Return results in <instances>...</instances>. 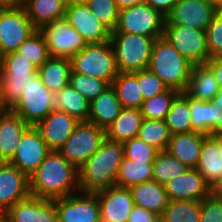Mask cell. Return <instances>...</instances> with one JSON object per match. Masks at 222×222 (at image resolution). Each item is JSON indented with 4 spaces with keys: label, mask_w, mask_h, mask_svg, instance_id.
Instances as JSON below:
<instances>
[{
    "label": "cell",
    "mask_w": 222,
    "mask_h": 222,
    "mask_svg": "<svg viewBox=\"0 0 222 222\" xmlns=\"http://www.w3.org/2000/svg\"><path fill=\"white\" fill-rule=\"evenodd\" d=\"M189 169L167 151H161L153 162V180L164 186L174 178L185 174Z\"/></svg>",
    "instance_id": "cell-36"
},
{
    "label": "cell",
    "mask_w": 222,
    "mask_h": 222,
    "mask_svg": "<svg viewBox=\"0 0 222 222\" xmlns=\"http://www.w3.org/2000/svg\"><path fill=\"white\" fill-rule=\"evenodd\" d=\"M0 5L5 6H17V0H0Z\"/></svg>",
    "instance_id": "cell-56"
},
{
    "label": "cell",
    "mask_w": 222,
    "mask_h": 222,
    "mask_svg": "<svg viewBox=\"0 0 222 222\" xmlns=\"http://www.w3.org/2000/svg\"><path fill=\"white\" fill-rule=\"evenodd\" d=\"M86 5L111 32L116 28L119 9L114 0H87Z\"/></svg>",
    "instance_id": "cell-42"
},
{
    "label": "cell",
    "mask_w": 222,
    "mask_h": 222,
    "mask_svg": "<svg viewBox=\"0 0 222 222\" xmlns=\"http://www.w3.org/2000/svg\"><path fill=\"white\" fill-rule=\"evenodd\" d=\"M111 85L115 88L123 108L141 109L144 99L138 83V71L134 73L119 72Z\"/></svg>",
    "instance_id": "cell-32"
},
{
    "label": "cell",
    "mask_w": 222,
    "mask_h": 222,
    "mask_svg": "<svg viewBox=\"0 0 222 222\" xmlns=\"http://www.w3.org/2000/svg\"><path fill=\"white\" fill-rule=\"evenodd\" d=\"M87 0H67L68 3H85Z\"/></svg>",
    "instance_id": "cell-58"
},
{
    "label": "cell",
    "mask_w": 222,
    "mask_h": 222,
    "mask_svg": "<svg viewBox=\"0 0 222 222\" xmlns=\"http://www.w3.org/2000/svg\"><path fill=\"white\" fill-rule=\"evenodd\" d=\"M105 129L90 121H80L58 152L77 170L100 148Z\"/></svg>",
    "instance_id": "cell-6"
},
{
    "label": "cell",
    "mask_w": 222,
    "mask_h": 222,
    "mask_svg": "<svg viewBox=\"0 0 222 222\" xmlns=\"http://www.w3.org/2000/svg\"><path fill=\"white\" fill-rule=\"evenodd\" d=\"M207 135L199 132L177 133L170 137L166 151L191 169H196L203 139Z\"/></svg>",
    "instance_id": "cell-22"
},
{
    "label": "cell",
    "mask_w": 222,
    "mask_h": 222,
    "mask_svg": "<svg viewBox=\"0 0 222 222\" xmlns=\"http://www.w3.org/2000/svg\"><path fill=\"white\" fill-rule=\"evenodd\" d=\"M200 222H222V200L210 194L201 200Z\"/></svg>",
    "instance_id": "cell-47"
},
{
    "label": "cell",
    "mask_w": 222,
    "mask_h": 222,
    "mask_svg": "<svg viewBox=\"0 0 222 222\" xmlns=\"http://www.w3.org/2000/svg\"><path fill=\"white\" fill-rule=\"evenodd\" d=\"M29 196V177L8 161L0 162V215Z\"/></svg>",
    "instance_id": "cell-16"
},
{
    "label": "cell",
    "mask_w": 222,
    "mask_h": 222,
    "mask_svg": "<svg viewBox=\"0 0 222 222\" xmlns=\"http://www.w3.org/2000/svg\"><path fill=\"white\" fill-rule=\"evenodd\" d=\"M137 137L161 152L166 151L171 133L165 120L143 118Z\"/></svg>",
    "instance_id": "cell-38"
},
{
    "label": "cell",
    "mask_w": 222,
    "mask_h": 222,
    "mask_svg": "<svg viewBox=\"0 0 222 222\" xmlns=\"http://www.w3.org/2000/svg\"><path fill=\"white\" fill-rule=\"evenodd\" d=\"M123 147L125 158L145 163H153L159 152L138 137L124 142Z\"/></svg>",
    "instance_id": "cell-43"
},
{
    "label": "cell",
    "mask_w": 222,
    "mask_h": 222,
    "mask_svg": "<svg viewBox=\"0 0 222 222\" xmlns=\"http://www.w3.org/2000/svg\"><path fill=\"white\" fill-rule=\"evenodd\" d=\"M38 30L44 38L50 57L70 59L88 45L65 17L41 26Z\"/></svg>",
    "instance_id": "cell-9"
},
{
    "label": "cell",
    "mask_w": 222,
    "mask_h": 222,
    "mask_svg": "<svg viewBox=\"0 0 222 222\" xmlns=\"http://www.w3.org/2000/svg\"><path fill=\"white\" fill-rule=\"evenodd\" d=\"M71 73H80L107 81L118 76L115 53L110 41L88 44L70 58Z\"/></svg>",
    "instance_id": "cell-5"
},
{
    "label": "cell",
    "mask_w": 222,
    "mask_h": 222,
    "mask_svg": "<svg viewBox=\"0 0 222 222\" xmlns=\"http://www.w3.org/2000/svg\"><path fill=\"white\" fill-rule=\"evenodd\" d=\"M3 216L9 222H59L54 200L31 195L17 202Z\"/></svg>",
    "instance_id": "cell-18"
},
{
    "label": "cell",
    "mask_w": 222,
    "mask_h": 222,
    "mask_svg": "<svg viewBox=\"0 0 222 222\" xmlns=\"http://www.w3.org/2000/svg\"><path fill=\"white\" fill-rule=\"evenodd\" d=\"M178 1L179 0H145V3L166 17Z\"/></svg>",
    "instance_id": "cell-49"
},
{
    "label": "cell",
    "mask_w": 222,
    "mask_h": 222,
    "mask_svg": "<svg viewBox=\"0 0 222 222\" xmlns=\"http://www.w3.org/2000/svg\"><path fill=\"white\" fill-rule=\"evenodd\" d=\"M4 110L5 109H4V107H3L2 103H1V88H0V112L4 111Z\"/></svg>",
    "instance_id": "cell-60"
},
{
    "label": "cell",
    "mask_w": 222,
    "mask_h": 222,
    "mask_svg": "<svg viewBox=\"0 0 222 222\" xmlns=\"http://www.w3.org/2000/svg\"><path fill=\"white\" fill-rule=\"evenodd\" d=\"M100 206L101 222H127L135 206L129 188L117 185L95 192Z\"/></svg>",
    "instance_id": "cell-17"
},
{
    "label": "cell",
    "mask_w": 222,
    "mask_h": 222,
    "mask_svg": "<svg viewBox=\"0 0 222 222\" xmlns=\"http://www.w3.org/2000/svg\"><path fill=\"white\" fill-rule=\"evenodd\" d=\"M212 102L222 108V88L219 89L216 96L212 99Z\"/></svg>",
    "instance_id": "cell-54"
},
{
    "label": "cell",
    "mask_w": 222,
    "mask_h": 222,
    "mask_svg": "<svg viewBox=\"0 0 222 222\" xmlns=\"http://www.w3.org/2000/svg\"><path fill=\"white\" fill-rule=\"evenodd\" d=\"M153 179V163L123 158L119 166L115 185L130 188Z\"/></svg>",
    "instance_id": "cell-34"
},
{
    "label": "cell",
    "mask_w": 222,
    "mask_h": 222,
    "mask_svg": "<svg viewBox=\"0 0 222 222\" xmlns=\"http://www.w3.org/2000/svg\"><path fill=\"white\" fill-rule=\"evenodd\" d=\"M143 115L140 109L123 108L119 116L105 130L106 138L124 143L137 137Z\"/></svg>",
    "instance_id": "cell-28"
},
{
    "label": "cell",
    "mask_w": 222,
    "mask_h": 222,
    "mask_svg": "<svg viewBox=\"0 0 222 222\" xmlns=\"http://www.w3.org/2000/svg\"><path fill=\"white\" fill-rule=\"evenodd\" d=\"M0 222H9L3 215H0Z\"/></svg>",
    "instance_id": "cell-61"
},
{
    "label": "cell",
    "mask_w": 222,
    "mask_h": 222,
    "mask_svg": "<svg viewBox=\"0 0 222 222\" xmlns=\"http://www.w3.org/2000/svg\"><path fill=\"white\" fill-rule=\"evenodd\" d=\"M201 201L170 200L160 215L163 222H200Z\"/></svg>",
    "instance_id": "cell-35"
},
{
    "label": "cell",
    "mask_w": 222,
    "mask_h": 222,
    "mask_svg": "<svg viewBox=\"0 0 222 222\" xmlns=\"http://www.w3.org/2000/svg\"><path fill=\"white\" fill-rule=\"evenodd\" d=\"M209 194L216 199L222 200V177L209 186Z\"/></svg>",
    "instance_id": "cell-51"
},
{
    "label": "cell",
    "mask_w": 222,
    "mask_h": 222,
    "mask_svg": "<svg viewBox=\"0 0 222 222\" xmlns=\"http://www.w3.org/2000/svg\"><path fill=\"white\" fill-rule=\"evenodd\" d=\"M38 29L33 25L23 6L0 9V54L15 52L21 43Z\"/></svg>",
    "instance_id": "cell-8"
},
{
    "label": "cell",
    "mask_w": 222,
    "mask_h": 222,
    "mask_svg": "<svg viewBox=\"0 0 222 222\" xmlns=\"http://www.w3.org/2000/svg\"><path fill=\"white\" fill-rule=\"evenodd\" d=\"M165 16L149 4H140L119 10L118 22L113 32L153 37H163Z\"/></svg>",
    "instance_id": "cell-7"
},
{
    "label": "cell",
    "mask_w": 222,
    "mask_h": 222,
    "mask_svg": "<svg viewBox=\"0 0 222 222\" xmlns=\"http://www.w3.org/2000/svg\"><path fill=\"white\" fill-rule=\"evenodd\" d=\"M220 87L213 70L205 64H194L185 92L194 99L212 101Z\"/></svg>",
    "instance_id": "cell-26"
},
{
    "label": "cell",
    "mask_w": 222,
    "mask_h": 222,
    "mask_svg": "<svg viewBox=\"0 0 222 222\" xmlns=\"http://www.w3.org/2000/svg\"><path fill=\"white\" fill-rule=\"evenodd\" d=\"M69 84L89 102H92L110 86L107 81L80 73H71Z\"/></svg>",
    "instance_id": "cell-41"
},
{
    "label": "cell",
    "mask_w": 222,
    "mask_h": 222,
    "mask_svg": "<svg viewBox=\"0 0 222 222\" xmlns=\"http://www.w3.org/2000/svg\"><path fill=\"white\" fill-rule=\"evenodd\" d=\"M29 189L31 196L51 200L78 193V170L58 151H51L29 176Z\"/></svg>",
    "instance_id": "cell-1"
},
{
    "label": "cell",
    "mask_w": 222,
    "mask_h": 222,
    "mask_svg": "<svg viewBox=\"0 0 222 222\" xmlns=\"http://www.w3.org/2000/svg\"><path fill=\"white\" fill-rule=\"evenodd\" d=\"M50 152L39 129L30 125L23 133L15 154L8 162L29 177Z\"/></svg>",
    "instance_id": "cell-13"
},
{
    "label": "cell",
    "mask_w": 222,
    "mask_h": 222,
    "mask_svg": "<svg viewBox=\"0 0 222 222\" xmlns=\"http://www.w3.org/2000/svg\"><path fill=\"white\" fill-rule=\"evenodd\" d=\"M38 73H0L1 103L11 110L20 100L24 88Z\"/></svg>",
    "instance_id": "cell-33"
},
{
    "label": "cell",
    "mask_w": 222,
    "mask_h": 222,
    "mask_svg": "<svg viewBox=\"0 0 222 222\" xmlns=\"http://www.w3.org/2000/svg\"><path fill=\"white\" fill-rule=\"evenodd\" d=\"M155 38L125 32H111L118 72L134 73L148 69Z\"/></svg>",
    "instance_id": "cell-4"
},
{
    "label": "cell",
    "mask_w": 222,
    "mask_h": 222,
    "mask_svg": "<svg viewBox=\"0 0 222 222\" xmlns=\"http://www.w3.org/2000/svg\"><path fill=\"white\" fill-rule=\"evenodd\" d=\"M189 104L192 132L205 135L217 133L218 112L220 107L212 101H201L190 97L185 91L180 93Z\"/></svg>",
    "instance_id": "cell-25"
},
{
    "label": "cell",
    "mask_w": 222,
    "mask_h": 222,
    "mask_svg": "<svg viewBox=\"0 0 222 222\" xmlns=\"http://www.w3.org/2000/svg\"><path fill=\"white\" fill-rule=\"evenodd\" d=\"M196 169L203 175L209 186L222 177V156L217 142L210 135L203 139Z\"/></svg>",
    "instance_id": "cell-30"
},
{
    "label": "cell",
    "mask_w": 222,
    "mask_h": 222,
    "mask_svg": "<svg viewBox=\"0 0 222 222\" xmlns=\"http://www.w3.org/2000/svg\"><path fill=\"white\" fill-rule=\"evenodd\" d=\"M179 94L177 90L168 88L166 91L143 101L141 113L149 120H165L174 98Z\"/></svg>",
    "instance_id": "cell-39"
},
{
    "label": "cell",
    "mask_w": 222,
    "mask_h": 222,
    "mask_svg": "<svg viewBox=\"0 0 222 222\" xmlns=\"http://www.w3.org/2000/svg\"><path fill=\"white\" fill-rule=\"evenodd\" d=\"M208 4L212 5L215 9H222V0H205Z\"/></svg>",
    "instance_id": "cell-55"
},
{
    "label": "cell",
    "mask_w": 222,
    "mask_h": 222,
    "mask_svg": "<svg viewBox=\"0 0 222 222\" xmlns=\"http://www.w3.org/2000/svg\"><path fill=\"white\" fill-rule=\"evenodd\" d=\"M216 9L205 0H179L165 17L164 26H187L206 31Z\"/></svg>",
    "instance_id": "cell-14"
},
{
    "label": "cell",
    "mask_w": 222,
    "mask_h": 222,
    "mask_svg": "<svg viewBox=\"0 0 222 222\" xmlns=\"http://www.w3.org/2000/svg\"><path fill=\"white\" fill-rule=\"evenodd\" d=\"M205 32L209 58L222 56V9H216Z\"/></svg>",
    "instance_id": "cell-44"
},
{
    "label": "cell",
    "mask_w": 222,
    "mask_h": 222,
    "mask_svg": "<svg viewBox=\"0 0 222 222\" xmlns=\"http://www.w3.org/2000/svg\"><path fill=\"white\" fill-rule=\"evenodd\" d=\"M160 216L146 209L134 206L127 222H159Z\"/></svg>",
    "instance_id": "cell-48"
},
{
    "label": "cell",
    "mask_w": 222,
    "mask_h": 222,
    "mask_svg": "<svg viewBox=\"0 0 222 222\" xmlns=\"http://www.w3.org/2000/svg\"><path fill=\"white\" fill-rule=\"evenodd\" d=\"M163 37L194 64H205L209 58L206 32L187 26H164Z\"/></svg>",
    "instance_id": "cell-11"
},
{
    "label": "cell",
    "mask_w": 222,
    "mask_h": 222,
    "mask_svg": "<svg viewBox=\"0 0 222 222\" xmlns=\"http://www.w3.org/2000/svg\"><path fill=\"white\" fill-rule=\"evenodd\" d=\"M194 63L182 56L164 37L155 40L148 69L179 93L188 86Z\"/></svg>",
    "instance_id": "cell-3"
},
{
    "label": "cell",
    "mask_w": 222,
    "mask_h": 222,
    "mask_svg": "<svg viewBox=\"0 0 222 222\" xmlns=\"http://www.w3.org/2000/svg\"><path fill=\"white\" fill-rule=\"evenodd\" d=\"M71 74L70 59L49 57L39 68L42 84L57 93L69 84Z\"/></svg>",
    "instance_id": "cell-29"
},
{
    "label": "cell",
    "mask_w": 222,
    "mask_h": 222,
    "mask_svg": "<svg viewBox=\"0 0 222 222\" xmlns=\"http://www.w3.org/2000/svg\"><path fill=\"white\" fill-rule=\"evenodd\" d=\"M29 126L11 110L0 112V162H7L13 157L23 133Z\"/></svg>",
    "instance_id": "cell-21"
},
{
    "label": "cell",
    "mask_w": 222,
    "mask_h": 222,
    "mask_svg": "<svg viewBox=\"0 0 222 222\" xmlns=\"http://www.w3.org/2000/svg\"><path fill=\"white\" fill-rule=\"evenodd\" d=\"M27 0H17V6L23 5Z\"/></svg>",
    "instance_id": "cell-59"
},
{
    "label": "cell",
    "mask_w": 222,
    "mask_h": 222,
    "mask_svg": "<svg viewBox=\"0 0 222 222\" xmlns=\"http://www.w3.org/2000/svg\"><path fill=\"white\" fill-rule=\"evenodd\" d=\"M79 121L64 111L54 109L36 127L51 151H58L74 132Z\"/></svg>",
    "instance_id": "cell-19"
},
{
    "label": "cell",
    "mask_w": 222,
    "mask_h": 222,
    "mask_svg": "<svg viewBox=\"0 0 222 222\" xmlns=\"http://www.w3.org/2000/svg\"><path fill=\"white\" fill-rule=\"evenodd\" d=\"M114 1L119 10L145 3V0H114Z\"/></svg>",
    "instance_id": "cell-52"
},
{
    "label": "cell",
    "mask_w": 222,
    "mask_h": 222,
    "mask_svg": "<svg viewBox=\"0 0 222 222\" xmlns=\"http://www.w3.org/2000/svg\"><path fill=\"white\" fill-rule=\"evenodd\" d=\"M54 108L80 121L89 120L90 102L70 84L54 93Z\"/></svg>",
    "instance_id": "cell-31"
},
{
    "label": "cell",
    "mask_w": 222,
    "mask_h": 222,
    "mask_svg": "<svg viewBox=\"0 0 222 222\" xmlns=\"http://www.w3.org/2000/svg\"><path fill=\"white\" fill-rule=\"evenodd\" d=\"M138 83L144 100L168 89L163 81L149 69L138 71Z\"/></svg>",
    "instance_id": "cell-45"
},
{
    "label": "cell",
    "mask_w": 222,
    "mask_h": 222,
    "mask_svg": "<svg viewBox=\"0 0 222 222\" xmlns=\"http://www.w3.org/2000/svg\"><path fill=\"white\" fill-rule=\"evenodd\" d=\"M65 19L88 44L110 41L111 31L97 19L86 3H67Z\"/></svg>",
    "instance_id": "cell-15"
},
{
    "label": "cell",
    "mask_w": 222,
    "mask_h": 222,
    "mask_svg": "<svg viewBox=\"0 0 222 222\" xmlns=\"http://www.w3.org/2000/svg\"><path fill=\"white\" fill-rule=\"evenodd\" d=\"M123 158V143L105 138L100 148L78 170L80 192L95 193L114 186Z\"/></svg>",
    "instance_id": "cell-2"
},
{
    "label": "cell",
    "mask_w": 222,
    "mask_h": 222,
    "mask_svg": "<svg viewBox=\"0 0 222 222\" xmlns=\"http://www.w3.org/2000/svg\"><path fill=\"white\" fill-rule=\"evenodd\" d=\"M37 69L50 57L42 34L37 30L15 50Z\"/></svg>",
    "instance_id": "cell-40"
},
{
    "label": "cell",
    "mask_w": 222,
    "mask_h": 222,
    "mask_svg": "<svg viewBox=\"0 0 222 222\" xmlns=\"http://www.w3.org/2000/svg\"><path fill=\"white\" fill-rule=\"evenodd\" d=\"M191 113L188 101L179 93L171 103L165 123L171 135L192 132Z\"/></svg>",
    "instance_id": "cell-37"
},
{
    "label": "cell",
    "mask_w": 222,
    "mask_h": 222,
    "mask_svg": "<svg viewBox=\"0 0 222 222\" xmlns=\"http://www.w3.org/2000/svg\"><path fill=\"white\" fill-rule=\"evenodd\" d=\"M129 189L136 206L156 213L159 216L169 204L170 199L165 191V187L153 179L133 185Z\"/></svg>",
    "instance_id": "cell-23"
},
{
    "label": "cell",
    "mask_w": 222,
    "mask_h": 222,
    "mask_svg": "<svg viewBox=\"0 0 222 222\" xmlns=\"http://www.w3.org/2000/svg\"><path fill=\"white\" fill-rule=\"evenodd\" d=\"M210 136L217 142L220 155L222 156V131L217 133H212Z\"/></svg>",
    "instance_id": "cell-53"
},
{
    "label": "cell",
    "mask_w": 222,
    "mask_h": 222,
    "mask_svg": "<svg viewBox=\"0 0 222 222\" xmlns=\"http://www.w3.org/2000/svg\"><path fill=\"white\" fill-rule=\"evenodd\" d=\"M59 222H101L100 206L95 193L78 192L54 199Z\"/></svg>",
    "instance_id": "cell-12"
},
{
    "label": "cell",
    "mask_w": 222,
    "mask_h": 222,
    "mask_svg": "<svg viewBox=\"0 0 222 222\" xmlns=\"http://www.w3.org/2000/svg\"><path fill=\"white\" fill-rule=\"evenodd\" d=\"M122 109L115 88L110 85L90 102L88 121L106 130L119 116Z\"/></svg>",
    "instance_id": "cell-24"
},
{
    "label": "cell",
    "mask_w": 222,
    "mask_h": 222,
    "mask_svg": "<svg viewBox=\"0 0 222 222\" xmlns=\"http://www.w3.org/2000/svg\"><path fill=\"white\" fill-rule=\"evenodd\" d=\"M0 73H38V69L22 55L11 52L1 58Z\"/></svg>",
    "instance_id": "cell-46"
},
{
    "label": "cell",
    "mask_w": 222,
    "mask_h": 222,
    "mask_svg": "<svg viewBox=\"0 0 222 222\" xmlns=\"http://www.w3.org/2000/svg\"><path fill=\"white\" fill-rule=\"evenodd\" d=\"M222 131V108L221 111L218 112V120H217V132Z\"/></svg>",
    "instance_id": "cell-57"
},
{
    "label": "cell",
    "mask_w": 222,
    "mask_h": 222,
    "mask_svg": "<svg viewBox=\"0 0 222 222\" xmlns=\"http://www.w3.org/2000/svg\"><path fill=\"white\" fill-rule=\"evenodd\" d=\"M54 109V93L42 84L41 77L37 74L31 78L20 100L11 111L18 114L29 125L36 126Z\"/></svg>",
    "instance_id": "cell-10"
},
{
    "label": "cell",
    "mask_w": 222,
    "mask_h": 222,
    "mask_svg": "<svg viewBox=\"0 0 222 222\" xmlns=\"http://www.w3.org/2000/svg\"><path fill=\"white\" fill-rule=\"evenodd\" d=\"M206 64L213 70L217 83L222 88V56L211 58Z\"/></svg>",
    "instance_id": "cell-50"
},
{
    "label": "cell",
    "mask_w": 222,
    "mask_h": 222,
    "mask_svg": "<svg viewBox=\"0 0 222 222\" xmlns=\"http://www.w3.org/2000/svg\"><path fill=\"white\" fill-rule=\"evenodd\" d=\"M170 200H203L209 195V185L197 169H189L164 185Z\"/></svg>",
    "instance_id": "cell-20"
},
{
    "label": "cell",
    "mask_w": 222,
    "mask_h": 222,
    "mask_svg": "<svg viewBox=\"0 0 222 222\" xmlns=\"http://www.w3.org/2000/svg\"><path fill=\"white\" fill-rule=\"evenodd\" d=\"M67 0H27L22 6L33 25L39 29L65 17Z\"/></svg>",
    "instance_id": "cell-27"
}]
</instances>
